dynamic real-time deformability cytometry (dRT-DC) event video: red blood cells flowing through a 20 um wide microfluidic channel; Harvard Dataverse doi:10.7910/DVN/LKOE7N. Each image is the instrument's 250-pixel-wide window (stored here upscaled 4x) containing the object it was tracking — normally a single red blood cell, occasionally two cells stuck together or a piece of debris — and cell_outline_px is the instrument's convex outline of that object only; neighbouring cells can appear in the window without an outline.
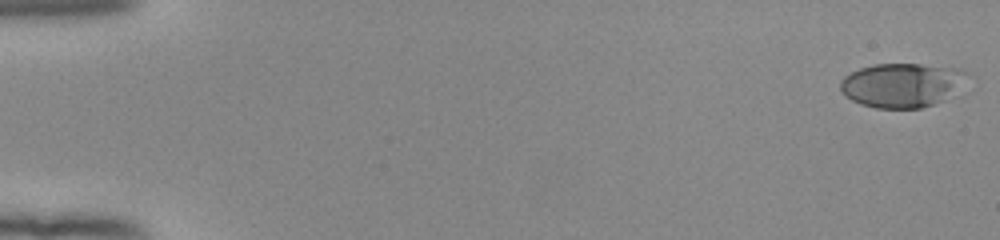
{"species": "human", "species_latin": "Homo sapiens", "temperature_condition": "room temperature", "stored_images_in_passage": 53, "camera_frame_rate_fps": 3000, "um_per_image_px": 0.085, "donor": {"sex": "female"}, "frame": {"image": 1, "passage_image": 1, "time_ms": 0.0, "image_size_px": [1000, 240], "cell_outline_px": [[964, 72], [944, 100], [920, 108], [876, 108], [860, 104], [844, 96], [840, 88], [840, 80], [844, 76], [860, 68], [872, 64], [920, 64], [960, 68]], "centroid_in_image_um": [76.48, 7.23], "position_along_channel_um": 8.5, "area_um2": 31.67}}
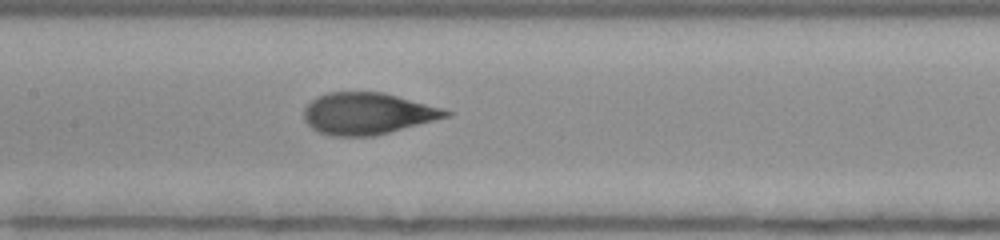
{"frame": {"image": 2, "passage_image": 27, "time_ms": 8.667, "image_size_px": [1000, 240], "cell_outline_px": [[452, 116], [376, 136], [332, 136], [320, 132], [312, 128], [304, 120], [304, 108], [312, 100], [328, 92], [384, 92], [444, 108], [452, 112]], "centroid_in_image_um": [31.29, 9.66], "position_along_channel_um": 176.1, "area_um2": 34.68}}
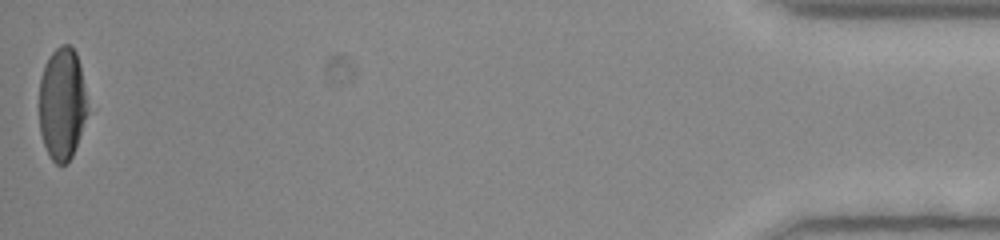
{"frame": {"image": 3, "passage_image": 53, "time_ms": 17.333, "image_size_px": [1000, 240], "cell_outline_px": [[88, 112], [72, 156], [64, 164], [56, 164], [48, 156], [40, 132], [40, 76], [44, 64], [52, 52], [60, 44], [68, 44], [76, 52], [80, 64], [88, 108]], "centroid_in_image_um": [5.27, 8.8], "position_along_channel_um": 429.9, "area_um2": 31.67}, "authors_computed_cell_mechanics": {"area_um2": 34.391, "velocity_mm_per_s": 3.943, "shape_relaxation_time_tau1_ms": 3.5255, "shape_relaxation_time_tau2_ms": 0.7992, "deformation_change_tau1": 0.1826, "deformation_change_tau2": 0.0629}}